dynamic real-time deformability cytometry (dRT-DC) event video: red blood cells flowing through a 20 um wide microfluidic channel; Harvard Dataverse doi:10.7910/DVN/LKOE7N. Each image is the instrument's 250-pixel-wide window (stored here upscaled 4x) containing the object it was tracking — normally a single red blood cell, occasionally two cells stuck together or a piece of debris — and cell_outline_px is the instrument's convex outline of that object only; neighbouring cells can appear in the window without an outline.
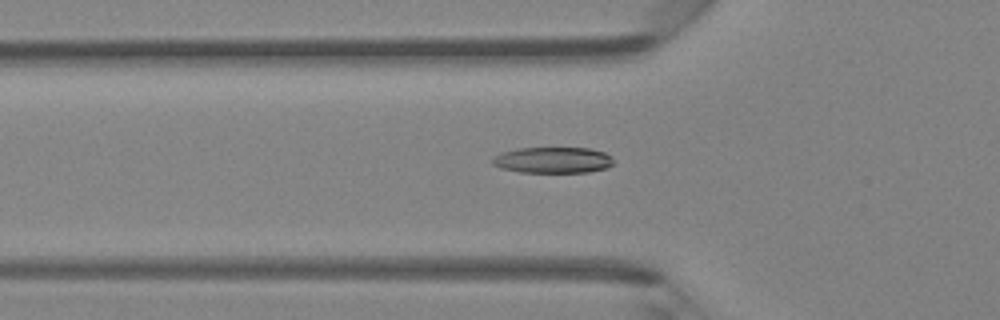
{"species": "Egyptian fruit bat (a non-hibernating species)", "species_latin": "Rousettus aegyptiacus", "temperature_condition": "room temperature", "stored_images_in_passage": 47, "camera_frame_rate_fps": 3000, "um_per_image_px": 0.085, "animal": {"sex": "female"}, "frame": {"image": 1, "passage_image": 16, "time_ms": 5.0, "image_size_px": [1000, 320], "cell_outline_px": [[612, 164], [608, 168], [588, 172], [520, 172], [500, 168], [492, 164], [492, 156], [500, 152], [516, 148], [588, 148], [604, 152], [612, 156]], "centroid_in_image_um": [46.96, 13.6], "position_along_channel_um": 78.8, "area_um2": 18.55}}
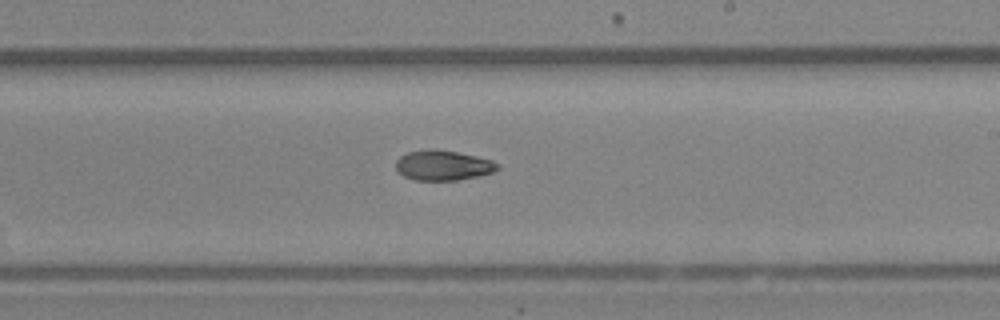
{"frame": {"image": 2, "passage_image": 28, "time_ms": 9.0, "image_size_px": [1000, 320], "cell_outline_px": [[500, 168], [492, 172], [476, 176], [456, 180], [412, 180], [404, 176], [396, 168], [396, 160], [400, 156], [408, 152], [428, 148], [436, 148], [476, 156], [492, 160], [500, 164]], "centroid_in_image_um": [37.65, 14.04], "position_along_channel_um": 251.4, "area_um2": 17.86}}
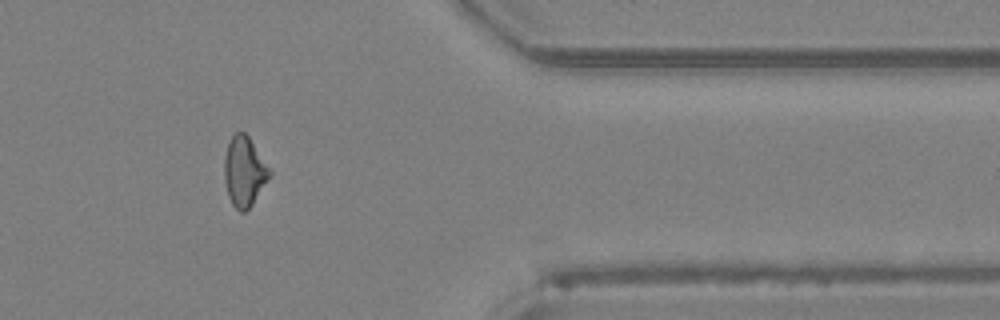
{"frame": {"image": 3, "passage_image": 39, "time_ms": 12.667, "image_size_px": [1000, 320], "cell_outline_px": [[272, 172], [252, 204], [244, 212], [240, 212], [232, 204], [228, 196], [224, 180], [224, 160], [228, 140], [236, 132], [244, 132], [248, 136], [272, 168]], "centroid_in_image_um": [20.76, 14.55], "position_along_channel_um": 390.6, "area_um2": 18.5}, "authors_computed_cell_mechanics": {"area_um2": 18.496, "velocity_mm_per_s": 4.3097, "shape_relaxation_time_tau1_ms": 2.4865, "shape_relaxation_time_tau2_ms": 11.0022, "deformation_change_tau1": 0.1161, "deformation_change_tau2": 0.1952}}